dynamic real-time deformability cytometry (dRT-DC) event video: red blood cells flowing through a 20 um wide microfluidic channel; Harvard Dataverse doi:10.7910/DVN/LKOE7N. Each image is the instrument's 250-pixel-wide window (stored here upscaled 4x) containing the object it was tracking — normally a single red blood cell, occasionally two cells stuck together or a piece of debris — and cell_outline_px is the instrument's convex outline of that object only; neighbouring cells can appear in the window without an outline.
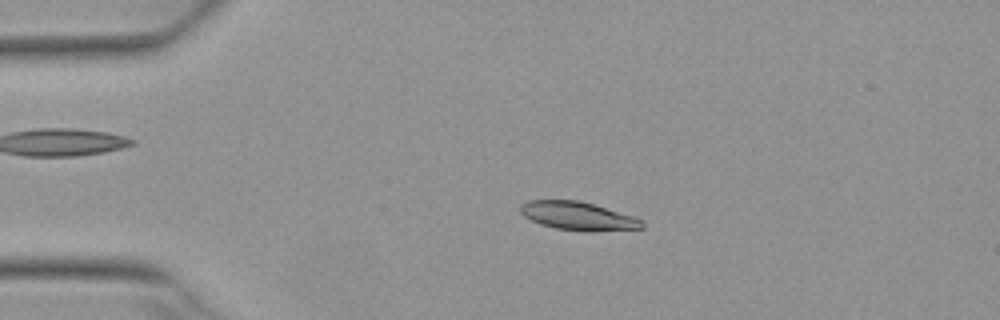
{"species": "Egyptian fruit bat (a non-hibernating species)", "species_latin": "Rousettus aegyptiacus", "temperature_condition": "warm", "stored_images_in_passage": 4, "camera_frame_rate_fps": 3000, "um_per_image_px": 0.085, "animal": {"sex": "female"}, "frame": {"image": 1, "passage_image": 3, "time_ms": 0.667, "image_size_px": [1000, 320], "cell_outline_px": [[644, 228], [592, 232], [588, 232], [556, 228], [540, 224], [524, 216], [520, 212], [520, 204], [528, 200], [580, 200], [632, 216], [644, 220]], "centroid_in_image_um": [49.14, 18.36], "position_along_channel_um": 35.9, "area_um2": 20.17}}